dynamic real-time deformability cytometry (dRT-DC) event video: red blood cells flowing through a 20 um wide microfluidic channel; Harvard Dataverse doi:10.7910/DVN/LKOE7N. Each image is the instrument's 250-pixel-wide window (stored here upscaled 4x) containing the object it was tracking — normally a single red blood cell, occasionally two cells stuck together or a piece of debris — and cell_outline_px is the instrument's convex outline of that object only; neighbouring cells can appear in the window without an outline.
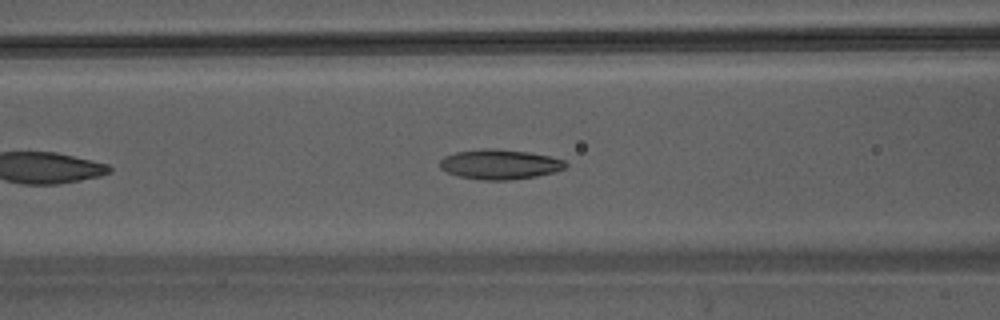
{"species": "Egyptian fruit bat (a non-hibernating species)", "species_latin": "Rousettus aegyptiacus", "temperature_condition": "warm", "stored_images_in_passage": 34, "camera_frame_rate_fps": 3000, "um_per_image_px": 0.085, "animal": {"sex": "male"}, "frame": {"image": 1, "passage_image": 8, "time_ms": 2.333, "image_size_px": [1000, 320], "cell_outline_px": [[568, 164], [564, 168], [556, 172], [536, 176], [508, 180], [480, 180], [460, 176], [448, 172], [440, 168], [440, 160], [444, 156], [456, 152], [484, 148], [492, 148], [528, 152], [548, 156], [564, 160]], "centroid_in_image_um": [42.48, 13.97], "position_along_channel_um": 124.1, "area_um2": 21.79}}
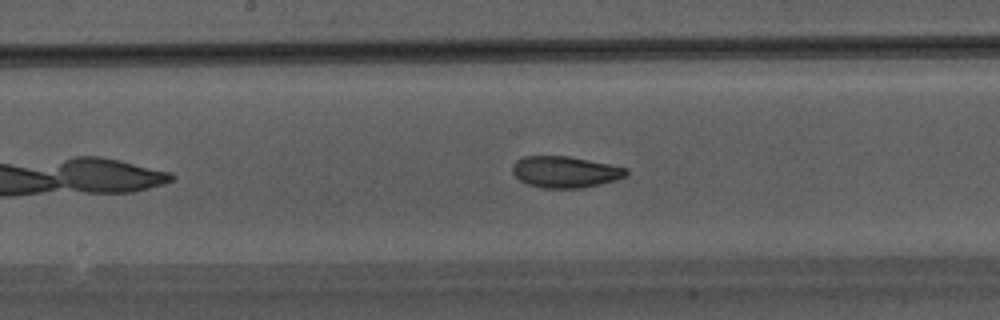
{"frame": {"image": 2, "passage_image": 13, "time_ms": 4.0, "image_size_px": [1000, 320], "cell_outline_px": [[628, 176], [616, 180], [600, 184], [580, 188], [544, 188], [528, 184], [520, 180], [512, 172], [512, 164], [516, 160], [524, 156], [568, 156], [628, 168]], "centroid_in_image_um": [48.04, 14.61], "position_along_channel_um": 200.2, "area_um2": 20.81}}
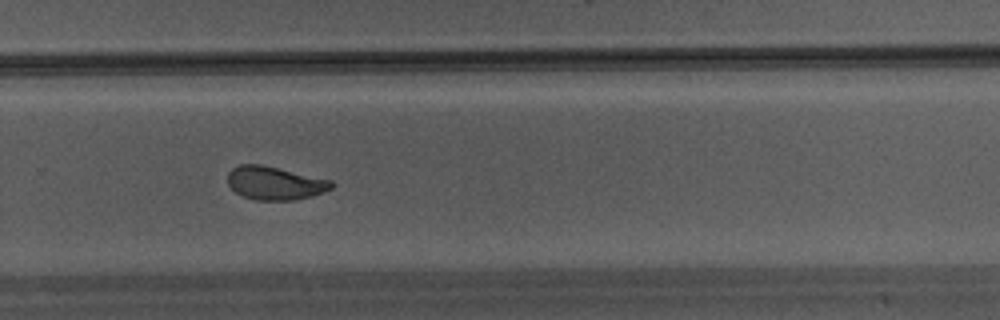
{"frame": {"image": 3, "passage_image": 20, "time_ms": 6.333, "image_size_px": [1000, 320], "cell_outline_px": [[336, 184], [332, 188], [324, 192], [312, 196], [296, 200], [256, 200], [244, 196], [236, 192], [228, 184], [228, 172], [232, 168], [240, 164], [260, 164], [332, 180]], "centroid_in_image_um": [23.39, 15.56], "position_along_channel_um": 306.4, "area_um2": 20.17}}